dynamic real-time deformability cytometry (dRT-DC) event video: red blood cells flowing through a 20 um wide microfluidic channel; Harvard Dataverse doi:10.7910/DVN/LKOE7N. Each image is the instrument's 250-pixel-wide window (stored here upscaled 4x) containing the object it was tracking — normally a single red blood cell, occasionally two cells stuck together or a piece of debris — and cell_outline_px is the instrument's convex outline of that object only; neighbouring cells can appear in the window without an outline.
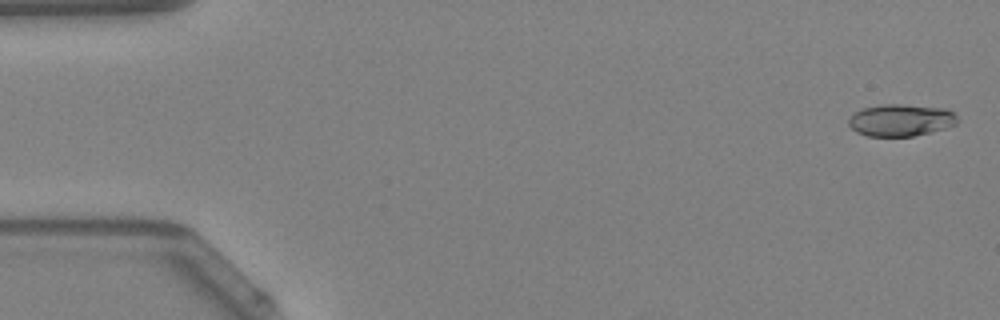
{"species": "Egyptian fruit bat (a non-hibernating species)", "species_latin": "Rousettus aegyptiacus", "temperature_condition": "warm", "stored_images_in_passage": 45, "camera_frame_rate_fps": 3000, "um_per_image_px": 0.085, "animal": {"sex": "female"}, "frame": {"image": 1, "passage_image": 2, "time_ms": 0.333, "image_size_px": [1000, 320], "cell_outline_px": [[960, 120], [956, 124], [944, 128], [912, 136], [868, 136], [856, 132], [848, 124], [848, 120], [852, 112], [860, 108], [880, 104], [904, 104], [948, 108]], "centroid_in_image_um": [76.53, 10.19], "position_along_channel_um": 8.5, "area_um2": 20.58}}
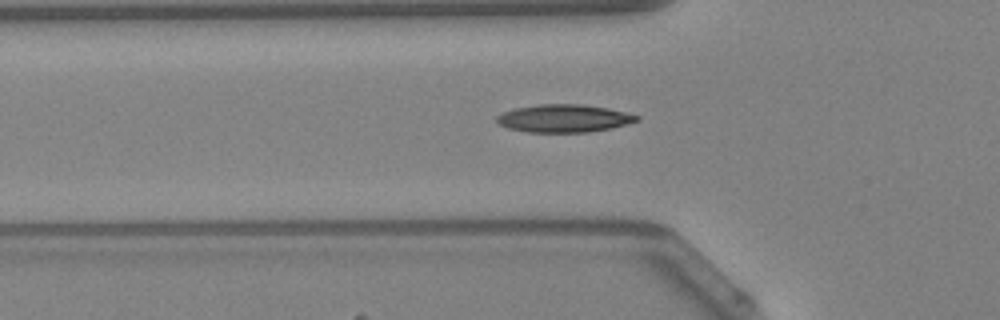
{"frame": {"image": 2, "passage_image": 17, "time_ms": 5.333, "image_size_px": [1000, 320], "cell_outline_px": [[640, 120], [628, 124], [612, 128], [588, 132], [528, 132], [508, 128], [500, 124], [496, 120], [496, 116], [504, 112], [516, 108], [540, 104], [584, 104], [608, 108], [640, 116]], "centroid_in_image_um": [47.97, 10.06], "position_along_channel_um": 77.8, "area_um2": 22.66}, "authors_computed_cell_mechanics": {"area_um2": 21.2126, "velocity_mm_per_s": 4.2757, "shape_relaxation_time_tau1_ms": 7.1106, "shape_relaxation_time_tau2_ms": 1.8844, "deformation_change_tau1": 0.2383, "deformation_change_tau2": 0.0968}}